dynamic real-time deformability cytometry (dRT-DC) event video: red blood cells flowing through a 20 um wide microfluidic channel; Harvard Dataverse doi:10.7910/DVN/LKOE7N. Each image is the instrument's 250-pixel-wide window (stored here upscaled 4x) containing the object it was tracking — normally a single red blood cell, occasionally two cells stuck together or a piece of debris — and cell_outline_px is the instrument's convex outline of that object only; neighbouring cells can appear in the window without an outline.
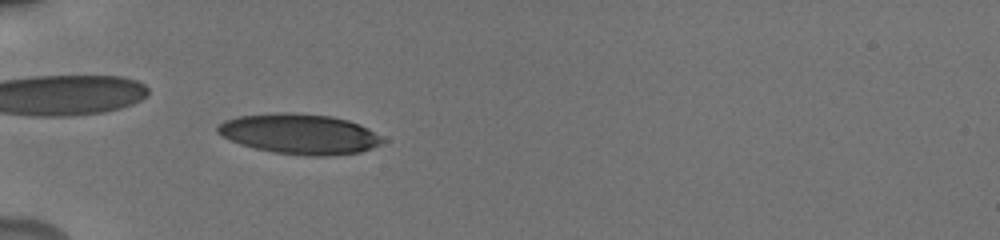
{"species": "human", "species_latin": "Homo sapiens", "temperature_condition": "cold", "stored_images_in_passage": 16, "camera_frame_rate_fps": 3000, "um_per_image_px": 0.085, "donor": {"sex": "male"}, "frame": {"image": 1, "passage_image": 11, "time_ms": 5.333, "image_size_px": [1000, 240], "cell_outline_px": [[388, 140], [380, 144], [360, 152], [328, 156], [308, 156], [272, 152], [240, 144], [216, 132], [216, 128], [224, 120], [240, 116], [276, 112], [296, 112], [332, 116], [348, 120], [360, 124]], "centroid_in_image_um": [25.49, 11.38], "position_along_channel_um": 59.5, "area_um2": 38.73}}
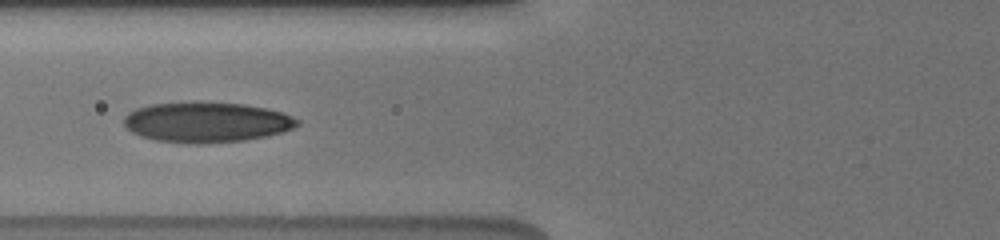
{"frame": {"image": 2, "passage_image": 15, "time_ms": 7.0, "image_size_px": [1000, 240], "cell_outline_px": [[300, 124], [296, 128], [284, 132], [268, 136], [244, 140], [200, 144], [188, 144], [156, 140], [140, 136], [132, 132], [124, 124], [124, 116], [128, 112], [136, 108], [152, 104], [244, 104], [264, 108], [280, 112], [292, 116], [300, 120]], "centroid_in_image_um": [17.59, 10.43], "position_along_channel_um": 108.2, "area_um2": 40.11}}